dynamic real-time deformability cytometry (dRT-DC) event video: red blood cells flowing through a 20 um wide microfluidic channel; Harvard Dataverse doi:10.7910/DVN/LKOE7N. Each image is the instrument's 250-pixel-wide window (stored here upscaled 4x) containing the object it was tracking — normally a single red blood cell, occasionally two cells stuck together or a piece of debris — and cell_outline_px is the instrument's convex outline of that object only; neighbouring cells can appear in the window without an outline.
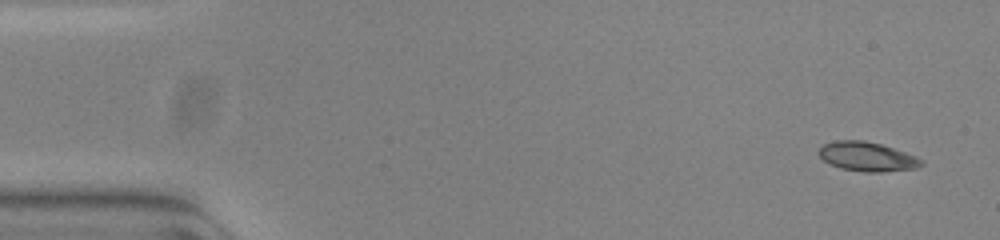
{"species": "common noctule bat (a hibernating species)", "species_latin": "Nyctalus noctula", "temperature_condition": "warm", "stored_images_in_passage": 11, "camera_frame_rate_fps": 3000, "um_per_image_px": 0.085, "animal": {"sex": "female", "body_mass_g": 23.0, "forearm_length_mm": 53.4}, "frame": {"image": 1, "passage_image": 1, "time_ms": 0.0, "image_size_px": [1000, 240], "cell_outline_px": [[924, 164], [916, 168], [880, 172], [864, 172], [840, 168], [824, 160], [816, 152], [824, 144], [836, 140], [864, 140], [880, 144], [916, 156], [924, 160]], "centroid_in_image_um": [73.71, 13.31], "position_along_channel_um": 11.3, "area_um2": 17.4}}